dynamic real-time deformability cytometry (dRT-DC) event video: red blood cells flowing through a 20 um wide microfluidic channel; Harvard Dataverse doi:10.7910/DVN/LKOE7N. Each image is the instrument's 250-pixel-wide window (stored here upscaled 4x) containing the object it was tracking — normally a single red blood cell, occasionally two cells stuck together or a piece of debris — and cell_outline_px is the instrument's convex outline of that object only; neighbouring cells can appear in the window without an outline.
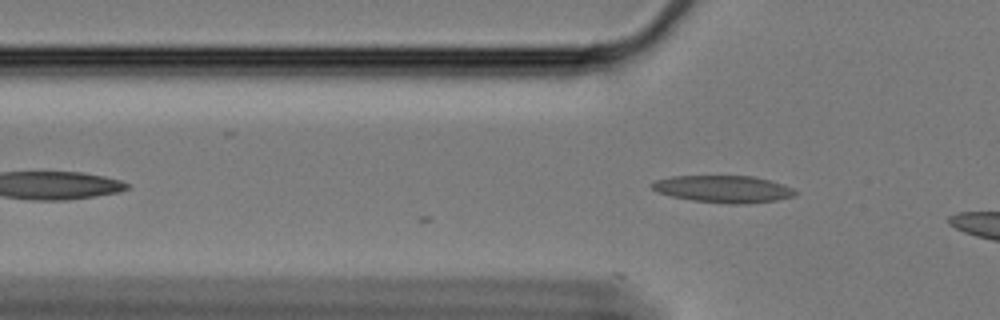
{"species": "Egyptian fruit bat (a non-hibernating species)", "species_latin": "Rousettus aegyptiacus", "temperature_condition": "cold", "stored_images_in_passage": 5, "camera_frame_rate_fps": 3000, "um_per_image_px": 0.085, "animal": {"sex": "female"}, "frame": {"image": 1, "passage_image": 5, "time_ms": 1.333, "image_size_px": [1000, 320], "cell_outline_px": [[800, 192], [796, 196], [776, 200], [748, 204], [728, 204], [692, 200], [672, 196], [660, 192], [652, 188], [652, 184], [656, 180], [672, 176], [756, 176], [784, 184]], "centroid_in_image_um": [61.58, 16.07], "position_along_channel_um": 64.2, "area_um2": 22.72}}